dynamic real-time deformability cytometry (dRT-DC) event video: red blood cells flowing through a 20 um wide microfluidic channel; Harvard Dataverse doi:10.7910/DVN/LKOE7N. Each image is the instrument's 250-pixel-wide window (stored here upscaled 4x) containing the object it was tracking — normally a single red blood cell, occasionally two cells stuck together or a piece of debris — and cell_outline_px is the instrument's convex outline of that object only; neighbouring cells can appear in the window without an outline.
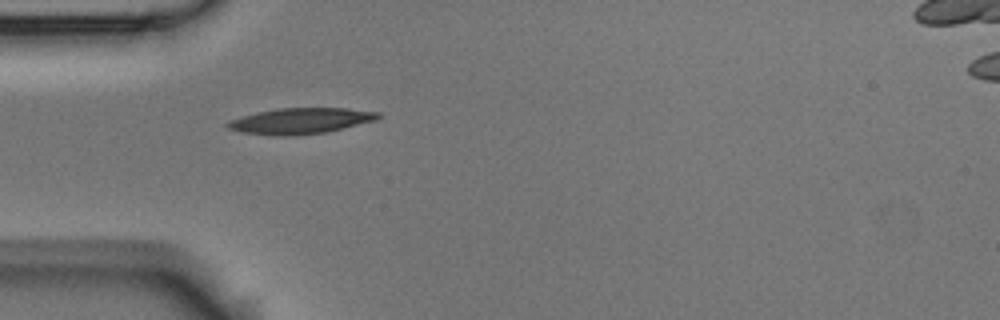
{"species": "Egyptian fruit bat (a non-hibernating species)", "species_latin": "Rousettus aegyptiacus", "temperature_condition": "room temperature", "stored_images_in_passage": 2, "segment_of_instrument_passage": [1, 2], "camera_frame_rate_fps": 3000, "um_per_image_px": 0.085, "animal": {"sex": "male"}, "frame": {"image": 1, "passage_image": 1, "time_ms": 0.0, "image_size_px": [1000, 320], "cell_outline_px": [[380, 116], [376, 120], [328, 132], [292, 136], [276, 136], [244, 132], [228, 128], [224, 124], [240, 116], [256, 112], [276, 108], [344, 108], [380, 112]], "centroid_in_image_um": [25.55, 10.27], "position_along_channel_um": 59.5, "area_um2": 22.72}}